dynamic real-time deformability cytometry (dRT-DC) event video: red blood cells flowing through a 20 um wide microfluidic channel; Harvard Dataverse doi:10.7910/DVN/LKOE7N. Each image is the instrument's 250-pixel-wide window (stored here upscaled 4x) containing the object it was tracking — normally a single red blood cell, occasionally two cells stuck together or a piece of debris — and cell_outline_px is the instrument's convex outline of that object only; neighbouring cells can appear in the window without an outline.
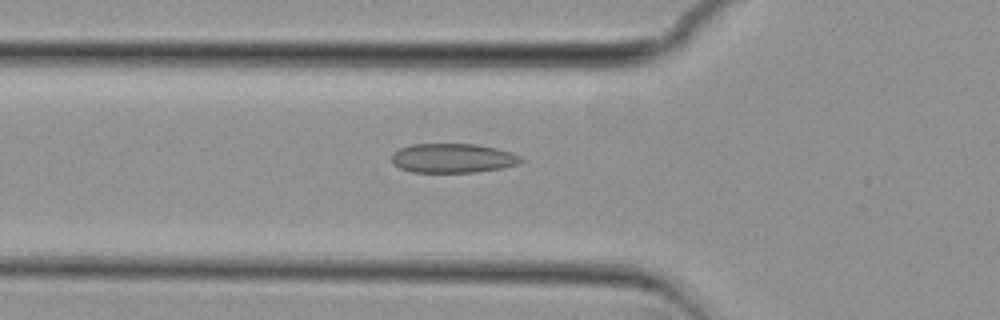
{"species": "common noctule bat (a hibernating species)", "species_latin": "Nyctalus noctula", "temperature_condition": "cold", "stored_images_in_passage": 37, "camera_frame_rate_fps": 3000, "um_per_image_px": 0.085, "animal": {"sex": "female", "body_mass_g": 29.2, "forearm_length_mm": 56.3}, "frame": {"image": 1, "passage_image": 7, "time_ms": 2.0, "image_size_px": [1000, 320], "cell_outline_px": [[524, 160], [520, 164], [500, 168], [476, 172], [412, 172], [400, 168], [392, 164], [392, 152], [400, 148], [412, 144], [476, 144], [496, 148], [512, 152], [520, 156]], "centroid_in_image_um": [38.49, 13.44], "position_along_channel_um": 87.3, "area_um2": 22.2}}
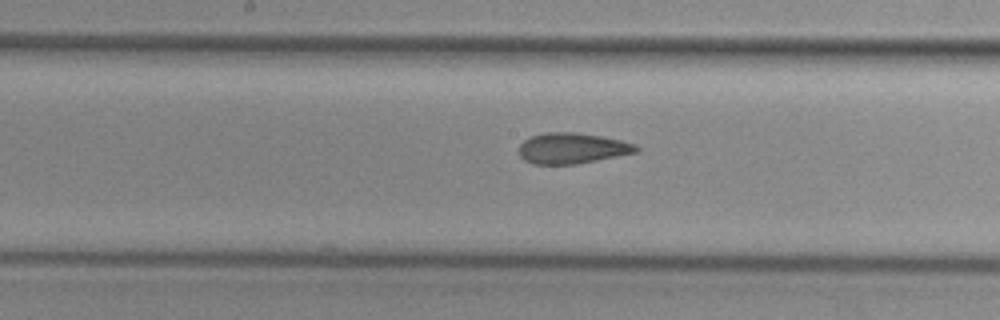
{"frame": {"image": 2, "passage_image": 16, "time_ms": 5.0, "image_size_px": [1000, 320], "cell_outline_px": [[640, 148], [636, 152], [576, 164], [532, 164], [524, 160], [520, 156], [520, 144], [524, 140], [532, 136], [544, 132], [576, 132], [600, 136], [620, 140], [636, 144]], "centroid_in_image_um": [48.61, 12.6], "position_along_channel_um": 199.6, "area_um2": 20.87}}
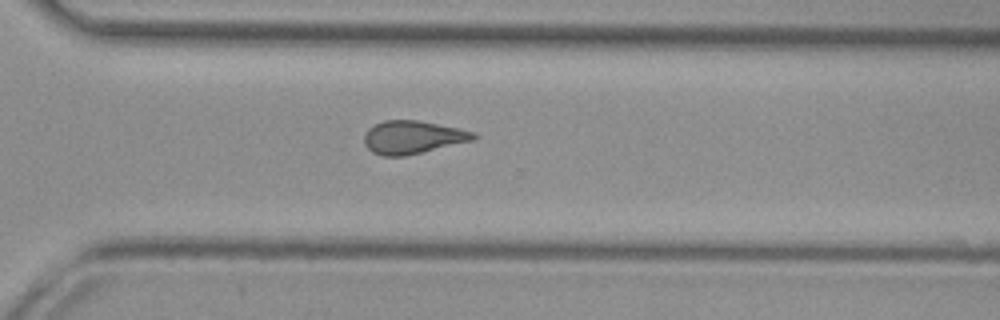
{"frame": {"image": 3, "passage_image": 27, "time_ms": 8.667, "image_size_px": [1000, 320], "cell_outline_px": [[480, 136], [476, 140], [404, 156], [384, 156], [372, 152], [364, 144], [364, 136], [368, 128], [384, 120], [416, 120], [460, 128], [476, 132]], "centroid_in_image_um": [35.13, 11.66], "position_along_channel_um": 335.5, "area_um2": 21.21}, "authors_computed_cell_mechanics": {"area_um2": 20.9236, "velocity_mm_per_s": 3.7146, "shape_relaxation_time_tau1_ms": null, "shape_relaxation_time_tau2_ms": 2.5373, "deformation_change_tau1": null, "deformation_change_tau2": 0.1084}}